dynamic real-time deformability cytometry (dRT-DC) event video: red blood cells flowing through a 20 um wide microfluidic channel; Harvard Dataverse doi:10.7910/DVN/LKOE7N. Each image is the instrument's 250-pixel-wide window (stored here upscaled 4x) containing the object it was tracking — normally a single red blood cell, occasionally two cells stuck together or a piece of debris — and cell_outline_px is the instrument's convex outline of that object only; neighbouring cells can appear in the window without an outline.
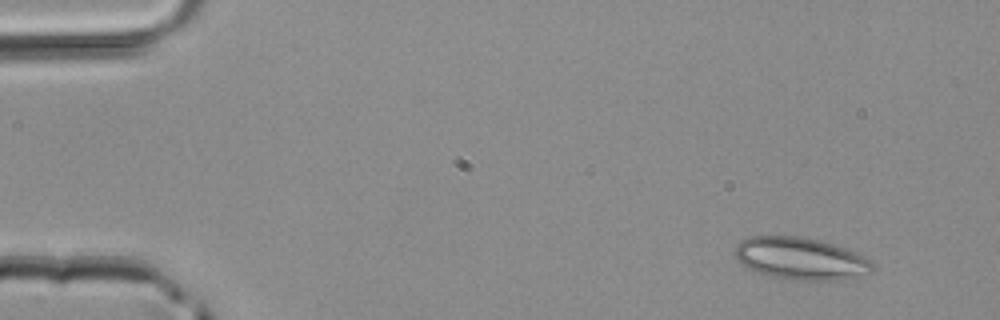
{"species": "common noctule bat (a hibernating species)", "species_latin": "Nyctalus noctula", "temperature_condition": "room temperature", "stored_images_in_passage": 2, "camera_frame_rate_fps": 3000, "um_per_image_px": 0.085, "animal": {"sex": "male", "body_mass_g": 20.4}, "frame": {"image": 1, "passage_image": 1, "time_ms": 0.0, "image_size_px": [1000, 320], "cell_outline_px": [[876, 268], [872, 272], [840, 280], [784, 280], [756, 272], [740, 264], [736, 260], [732, 252], [736, 244], [740, 240], [748, 236], [800, 236], [820, 240], [856, 252], [872, 260]], "centroid_in_image_um": [68.01, 21.98], "position_along_channel_um": 17.0, "area_um2": 34.51}}